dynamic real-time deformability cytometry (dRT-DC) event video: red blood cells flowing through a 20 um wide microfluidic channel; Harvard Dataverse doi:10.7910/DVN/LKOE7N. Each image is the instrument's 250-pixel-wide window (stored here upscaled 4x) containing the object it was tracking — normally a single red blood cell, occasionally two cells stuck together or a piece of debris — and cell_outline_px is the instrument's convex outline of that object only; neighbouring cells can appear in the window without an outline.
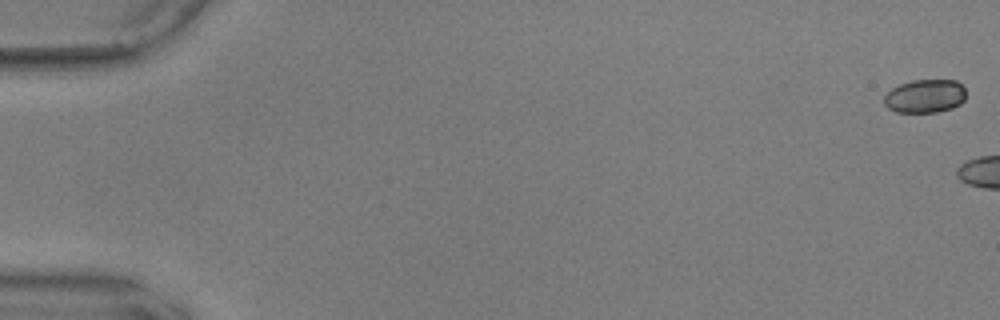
{"species": "common noctule bat (a hibernating species)", "species_latin": "Nyctalus noctula", "temperature_condition": "warm", "stored_images_in_passage": 5, "camera_frame_rate_fps": 3000, "um_per_image_px": 0.085, "animal": {"sex": "male", "body_mass_g": 17.9, "forearm_length_mm": 54.2}, "frame": {"image": 1, "passage_image": 1, "time_ms": 0.0, "image_size_px": [1000, 320], "cell_outline_px": [[964, 100], [960, 104], [952, 108], [936, 112], [896, 112], [888, 108], [884, 104], [884, 96], [892, 88], [900, 84], [912, 80], [956, 80], [964, 88]], "centroid_in_image_um": [78.61, 8.17], "position_along_channel_um": 6.4, "area_um2": 15.9}}